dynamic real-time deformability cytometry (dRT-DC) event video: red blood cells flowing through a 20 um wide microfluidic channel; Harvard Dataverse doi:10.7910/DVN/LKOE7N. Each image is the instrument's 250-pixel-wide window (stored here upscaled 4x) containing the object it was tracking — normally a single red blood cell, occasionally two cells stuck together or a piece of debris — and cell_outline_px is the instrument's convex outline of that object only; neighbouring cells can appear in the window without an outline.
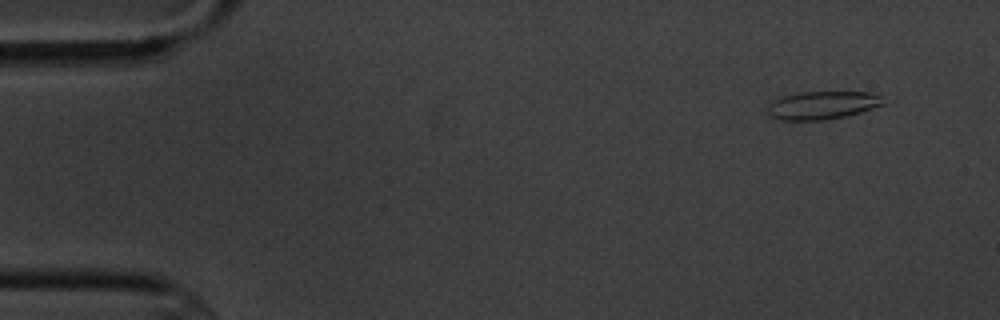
{"species": "common noctule bat (a hibernating species)", "species_latin": "Nyctalus noctula", "temperature_condition": "cold", "stored_images_in_passage": 5, "camera_frame_rate_fps": 3000, "um_per_image_px": 0.085, "animal": {"sex": "male", "body_mass_g": 20.1, "forearm_length_mm": 53.5}, "frame": {"image": 1, "passage_image": 1, "time_ms": 0.0, "image_size_px": [1000, 320], "cell_outline_px": [[888, 104], [848, 116], [824, 120], [780, 120], [768, 116], [768, 104], [780, 96], [800, 92], [872, 92], [888, 100]], "centroid_in_image_um": [69.96, 8.94], "position_along_channel_um": 15.0, "area_um2": 19.42}}